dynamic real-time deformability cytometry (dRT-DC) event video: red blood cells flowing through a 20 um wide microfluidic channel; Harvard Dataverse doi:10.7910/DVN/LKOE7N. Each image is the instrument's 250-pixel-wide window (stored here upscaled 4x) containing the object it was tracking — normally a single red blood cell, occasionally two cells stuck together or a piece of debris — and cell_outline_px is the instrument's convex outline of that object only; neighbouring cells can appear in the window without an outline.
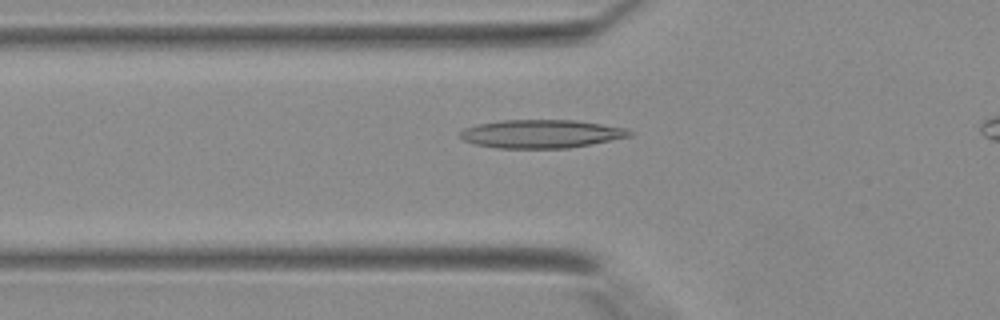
{"species": "Egyptian fruit bat (a non-hibernating species)", "species_latin": "Rousettus aegyptiacus", "temperature_condition": "warm", "stored_images_in_passage": 25, "camera_frame_rate_fps": 3000, "um_per_image_px": 0.085, "animal": {"sex": "female"}, "frame": {"image": 1, "passage_image": 2, "time_ms": 0.333, "image_size_px": [1000, 320], "cell_outline_px": [[636, 132], [632, 136], [592, 144], [568, 148], [496, 148], [476, 144], [464, 140], [456, 136], [464, 128], [480, 124], [500, 120], [572, 120], [628, 128]], "centroid_in_image_um": [46.03, 11.38], "position_along_channel_um": 79.8, "area_um2": 28.09}}
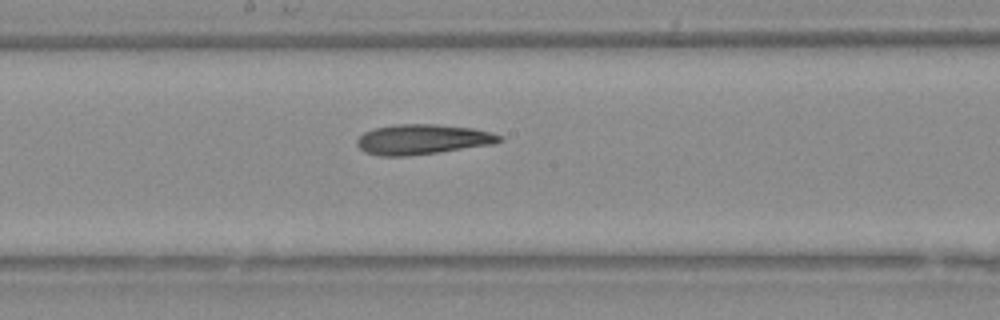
{"frame": {"image": 2, "passage_image": 10, "time_ms": 3.0, "image_size_px": [1000, 320], "cell_outline_px": [[504, 140], [492, 144], [436, 152], [404, 156], [380, 156], [364, 152], [356, 144], [356, 140], [364, 132], [376, 128], [396, 124], [436, 124], [472, 128], [488, 132], [500, 136]], "centroid_in_image_um": [35.86, 11.84], "position_along_channel_um": 212.3, "area_um2": 24.62}}
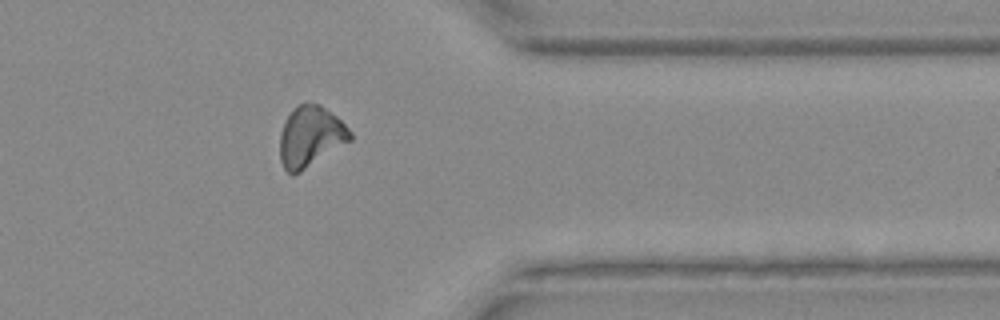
{"frame": {"image": 3, "passage_image": 21, "time_ms": 6.667, "image_size_px": [1000, 320], "cell_outline_px": [[352, 140], [300, 172], [288, 172], [284, 168], [280, 160], [280, 132], [292, 108], [300, 104], [320, 104], [336, 116], [352, 132]], "centroid_in_image_um": [26.4, 11.6], "position_along_channel_um": 385.0, "area_um2": 24.57}}